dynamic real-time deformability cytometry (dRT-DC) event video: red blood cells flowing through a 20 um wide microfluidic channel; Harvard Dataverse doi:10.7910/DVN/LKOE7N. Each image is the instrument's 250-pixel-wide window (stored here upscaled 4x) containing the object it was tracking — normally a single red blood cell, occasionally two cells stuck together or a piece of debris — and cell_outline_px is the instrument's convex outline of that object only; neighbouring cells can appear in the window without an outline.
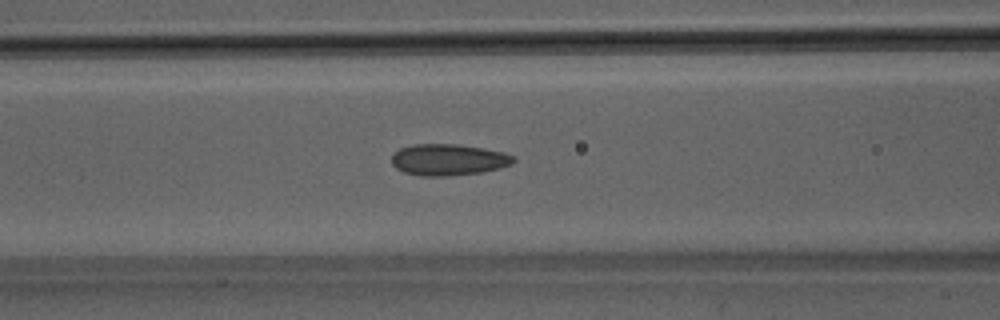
{"species": "Egyptian fruit bat (a non-hibernating species)", "species_latin": "Rousettus aegyptiacus", "temperature_condition": "room temperature", "stored_images_in_passage": 50, "camera_frame_rate_fps": 3000, "um_per_image_px": 0.085, "animal": {"sex": "male"}, "frame": {"image": 1, "passage_image": 20, "time_ms": 6.333, "image_size_px": [1000, 320], "cell_outline_px": [[516, 160], [512, 164], [500, 168], [480, 172], [444, 176], [420, 176], [404, 172], [396, 168], [392, 164], [392, 156], [400, 148], [412, 144], [456, 144], [484, 148], [504, 152], [516, 156]], "centroid_in_image_um": [38.14, 13.57], "position_along_channel_um": 128.5, "area_um2": 22.37}}
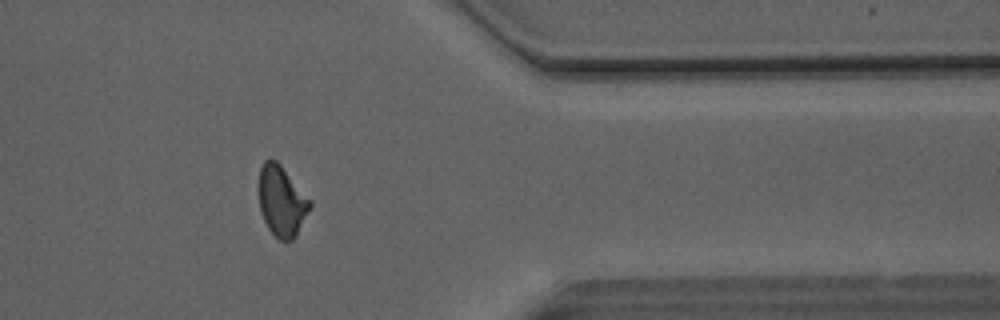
{"frame": {"image": 2, "passage_image": 40, "time_ms": 13.0, "image_size_px": [1000, 320], "cell_outline_px": [[312, 208], [296, 236], [292, 240], [280, 240], [268, 228], [264, 220], [260, 208], [256, 184], [260, 168], [264, 160], [276, 160], [280, 164], [312, 200]], "centroid_in_image_um": [23.94, 17.07], "position_along_channel_um": 387.5, "area_um2": 21.5}}
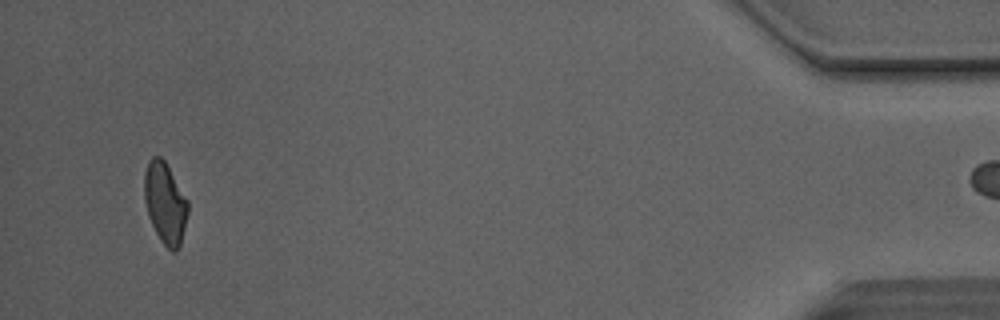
{"frame": {"image": 3, "passage_image": 47, "time_ms": 15.333, "image_size_px": [1000, 320], "cell_outline_px": [[188, 212], [180, 244], [176, 252], [172, 252], [160, 240], [148, 216], [144, 200], [144, 172], [148, 160], [152, 156], [160, 156], [164, 160], [188, 200]], "centroid_in_image_um": [14.02, 17.24], "position_along_channel_um": 421.2, "area_um2": 20.58}, "authors_computed_cell_mechanics": {"area_um2": 21.5594, "velocity_mm_per_s": 4.1344, "shape_relaxation_time_tau1_ms": null, "shape_relaxation_time_tau2_ms": 1.4849, "deformation_change_tau1": null, "deformation_change_tau2": 0.081}}